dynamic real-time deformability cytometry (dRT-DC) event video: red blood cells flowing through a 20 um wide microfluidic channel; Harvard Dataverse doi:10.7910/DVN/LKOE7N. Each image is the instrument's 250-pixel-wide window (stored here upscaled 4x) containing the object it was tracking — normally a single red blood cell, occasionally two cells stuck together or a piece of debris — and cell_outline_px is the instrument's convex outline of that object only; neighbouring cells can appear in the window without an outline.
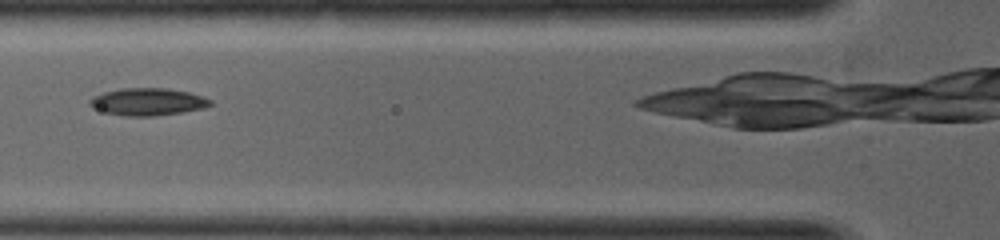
{"species": "common noctule bat (a hibernating species)", "species_latin": "Nyctalus noctula", "temperature_condition": "warm", "stored_images_in_passage": 3, "camera_frame_rate_fps": 5000, "um_per_image_px": 0.085, "animal": {"sex": "female", "body_mass_g": 19.0, "forearm_length_mm": 53.3}, "frame": {"image": 1, "passage_image": 3, "time_ms": 1.4, "image_size_px": [1000, 240], "cell_outline_px": [[212, 104], [204, 108], [184, 112], [156, 116], [124, 116], [104, 112], [92, 108], [88, 104], [88, 100], [92, 96], [104, 92], [120, 88], [168, 88], [188, 92], [204, 96], [212, 100]], "centroid_in_image_um": [12.54, 8.65], "position_along_channel_um": 113.3, "area_um2": 19.54}}